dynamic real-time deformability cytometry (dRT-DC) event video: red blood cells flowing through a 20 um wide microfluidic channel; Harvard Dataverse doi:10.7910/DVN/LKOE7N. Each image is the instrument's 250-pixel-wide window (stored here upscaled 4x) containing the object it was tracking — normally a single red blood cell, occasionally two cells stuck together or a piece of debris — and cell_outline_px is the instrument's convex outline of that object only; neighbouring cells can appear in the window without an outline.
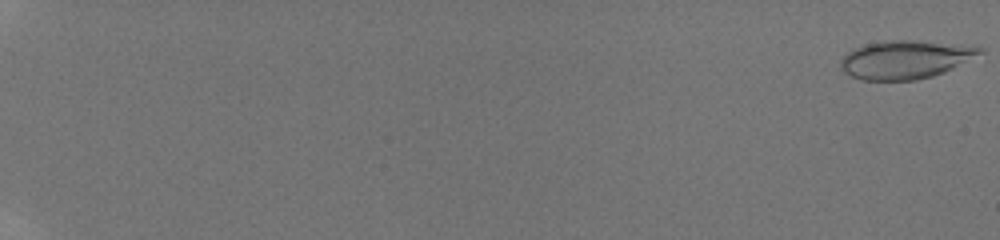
{"species": "human", "species_latin": "Homo sapiens", "temperature_condition": "room temperature", "stored_images_in_passage": 23, "camera_frame_rate_fps": 3000, "um_per_image_px": 0.085, "donor": {"sex": "male"}, "frame": {"image": 1, "passage_image": 1, "time_ms": 0.0, "image_size_px": [1000, 240], "cell_outline_px": [[984, 52], [944, 72], [932, 76], [916, 80], [860, 80], [844, 72], [840, 68], [840, 60], [848, 52], [864, 44], [892, 40], [920, 40], [984, 48]], "centroid_in_image_um": [76.91, 5.06], "position_along_channel_um": 8.1, "area_um2": 30.81}}
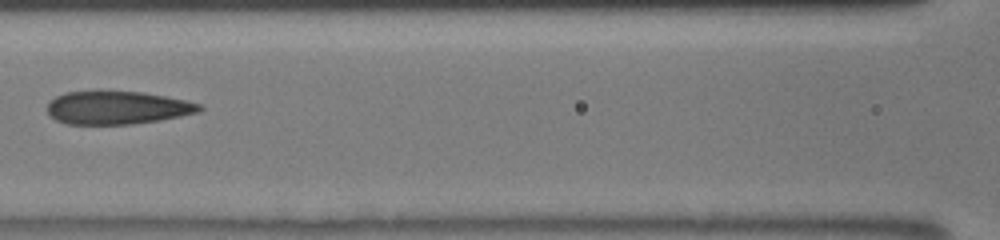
{"frame": {"image": 2, "passage_image": 18, "time_ms": 9.667, "image_size_px": [1000, 240], "cell_outline_px": [[204, 108], [200, 112], [160, 120], [132, 124], [68, 124], [56, 120], [48, 112], [48, 104], [56, 96], [64, 92], [96, 88], [144, 92], [184, 100], [200, 104]], "centroid_in_image_um": [9.94, 9.11], "position_along_channel_um": 156.7, "area_um2": 30.17}}
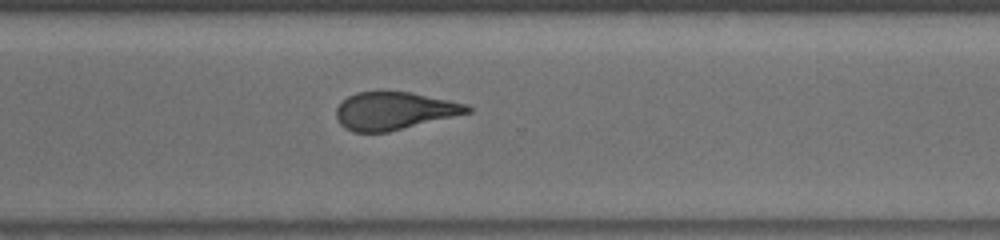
{"frame": {"image": 3, "passage_image": 23, "time_ms": 14.0, "image_size_px": [1000, 240], "cell_outline_px": [[472, 112], [388, 132], [352, 132], [344, 128], [340, 124], [336, 116], [336, 108], [348, 96], [356, 92], [380, 88], [412, 92], [468, 104], [472, 108]], "centroid_in_image_um": [33.49, 9.38], "position_along_channel_um": 337.1, "area_um2": 29.59}}